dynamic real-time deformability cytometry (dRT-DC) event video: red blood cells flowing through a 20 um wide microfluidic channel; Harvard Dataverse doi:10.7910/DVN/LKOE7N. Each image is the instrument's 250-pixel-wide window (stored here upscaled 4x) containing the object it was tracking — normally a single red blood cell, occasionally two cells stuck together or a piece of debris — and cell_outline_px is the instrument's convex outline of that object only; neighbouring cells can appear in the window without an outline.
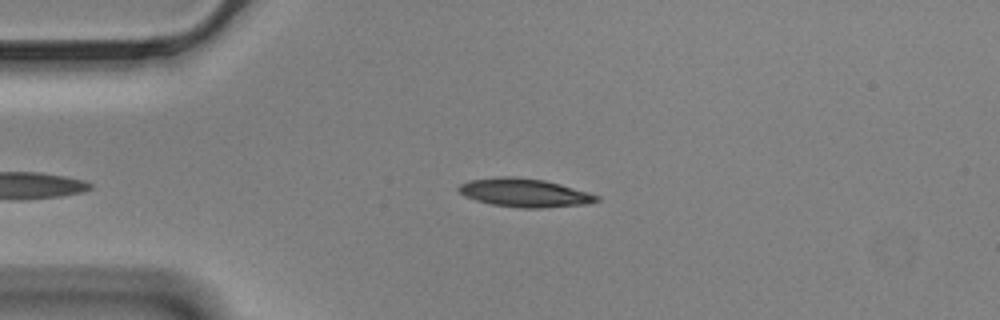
{"species": "Egyptian fruit bat (a non-hibernating species)", "species_latin": "Rousettus aegyptiacus", "temperature_condition": "cold", "stored_images_in_passage": 41, "camera_frame_rate_fps": 3000, "um_per_image_px": 0.085, "animal": {"sex": "male"}, "frame": {"image": 1, "passage_image": 2, "time_ms": 0.333, "image_size_px": [1000, 320], "cell_outline_px": [[600, 200], [588, 204], [540, 208], [524, 208], [492, 204], [476, 200], [464, 196], [456, 188], [460, 184], [468, 180], [500, 176], [512, 176], [544, 180], [560, 184], [588, 192], [600, 196]], "centroid_in_image_um": [44.58, 16.38], "position_along_channel_um": 40.4, "area_um2": 22.89}}
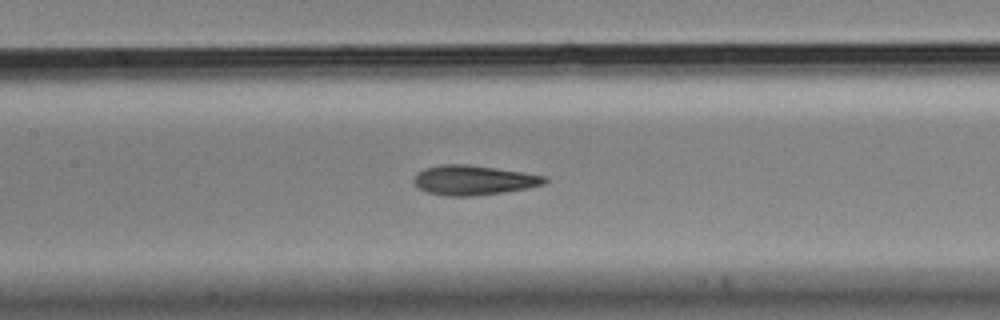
{"frame": {"image": 2, "passage_image": 15, "time_ms": 4.667, "image_size_px": [1000, 320], "cell_outline_px": [[548, 180], [544, 184], [528, 188], [504, 192], [476, 196], [444, 196], [428, 192], [420, 188], [412, 180], [416, 172], [424, 168], [440, 164], [468, 164], [524, 172], [548, 176]], "centroid_in_image_um": [40.26, 15.31], "position_along_channel_um": 167.1, "area_um2": 22.89}}
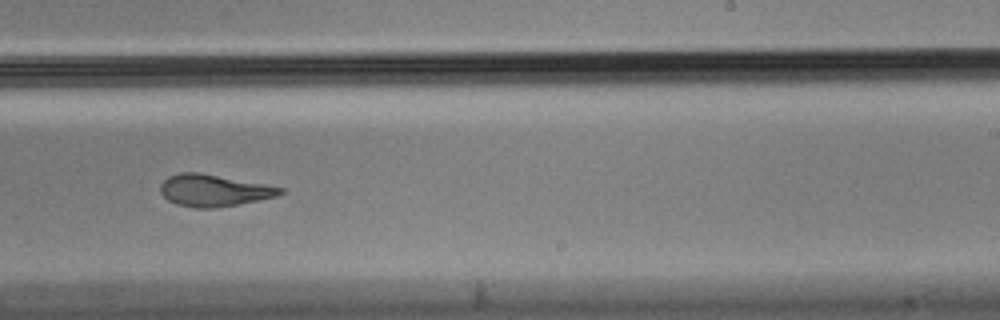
{"frame": {"image": 3, "passage_image": 24, "time_ms": 7.667, "image_size_px": [1000, 320], "cell_outline_px": [[284, 192], [276, 196], [216, 208], [192, 208], [176, 204], [168, 200], [160, 192], [160, 184], [168, 176], [180, 172], [200, 172], [264, 184], [284, 188]], "centroid_in_image_um": [18.12, 16.18], "position_along_channel_um": 270.9, "area_um2": 22.14}, "authors_computed_cell_mechanics": {"area_um2": 22.6576, "velocity_mm_per_s": 3.4745, "shape_relaxation_time_tau1_ms": 4.9051, "shape_relaxation_time_tau2_ms": 1.6563, "deformation_change_tau1": 0.2001, "deformation_change_tau2": 0.1058}}